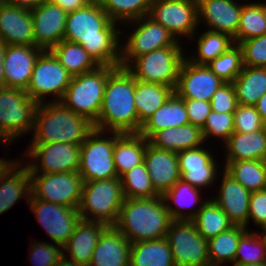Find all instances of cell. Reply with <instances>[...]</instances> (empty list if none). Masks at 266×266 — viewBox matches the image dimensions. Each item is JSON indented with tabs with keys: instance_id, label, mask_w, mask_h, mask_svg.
I'll return each instance as SVG.
<instances>
[{
	"instance_id": "cell-1",
	"label": "cell",
	"mask_w": 266,
	"mask_h": 266,
	"mask_svg": "<svg viewBox=\"0 0 266 266\" xmlns=\"http://www.w3.org/2000/svg\"><path fill=\"white\" fill-rule=\"evenodd\" d=\"M116 26L101 4L91 0L67 14L64 40L80 44L99 66L119 67L123 45Z\"/></svg>"
},
{
	"instance_id": "cell-2",
	"label": "cell",
	"mask_w": 266,
	"mask_h": 266,
	"mask_svg": "<svg viewBox=\"0 0 266 266\" xmlns=\"http://www.w3.org/2000/svg\"><path fill=\"white\" fill-rule=\"evenodd\" d=\"M134 94V76L126 68L117 67L105 84L103 103L94 128L108 133H138Z\"/></svg>"
},
{
	"instance_id": "cell-3",
	"label": "cell",
	"mask_w": 266,
	"mask_h": 266,
	"mask_svg": "<svg viewBox=\"0 0 266 266\" xmlns=\"http://www.w3.org/2000/svg\"><path fill=\"white\" fill-rule=\"evenodd\" d=\"M171 222L161 196L125 198L114 227L132 244L165 238Z\"/></svg>"
},
{
	"instance_id": "cell-4",
	"label": "cell",
	"mask_w": 266,
	"mask_h": 266,
	"mask_svg": "<svg viewBox=\"0 0 266 266\" xmlns=\"http://www.w3.org/2000/svg\"><path fill=\"white\" fill-rule=\"evenodd\" d=\"M94 125L61 102L38 104L35 112L33 140L30 144L69 143L81 145Z\"/></svg>"
},
{
	"instance_id": "cell-5",
	"label": "cell",
	"mask_w": 266,
	"mask_h": 266,
	"mask_svg": "<svg viewBox=\"0 0 266 266\" xmlns=\"http://www.w3.org/2000/svg\"><path fill=\"white\" fill-rule=\"evenodd\" d=\"M117 67L98 66L96 69L73 76L61 103L93 124L98 120L109 75Z\"/></svg>"
},
{
	"instance_id": "cell-6",
	"label": "cell",
	"mask_w": 266,
	"mask_h": 266,
	"mask_svg": "<svg viewBox=\"0 0 266 266\" xmlns=\"http://www.w3.org/2000/svg\"><path fill=\"white\" fill-rule=\"evenodd\" d=\"M124 201L123 187L118 177L84 182L78 211L81 219L114 226Z\"/></svg>"
},
{
	"instance_id": "cell-7",
	"label": "cell",
	"mask_w": 266,
	"mask_h": 266,
	"mask_svg": "<svg viewBox=\"0 0 266 266\" xmlns=\"http://www.w3.org/2000/svg\"><path fill=\"white\" fill-rule=\"evenodd\" d=\"M38 103L25 90L0 87V142L10 145L34 129ZM2 140V141H1Z\"/></svg>"
},
{
	"instance_id": "cell-8",
	"label": "cell",
	"mask_w": 266,
	"mask_h": 266,
	"mask_svg": "<svg viewBox=\"0 0 266 266\" xmlns=\"http://www.w3.org/2000/svg\"><path fill=\"white\" fill-rule=\"evenodd\" d=\"M182 46L155 49L136 57L126 69L136 80L160 83L175 89L184 57Z\"/></svg>"
},
{
	"instance_id": "cell-9",
	"label": "cell",
	"mask_w": 266,
	"mask_h": 266,
	"mask_svg": "<svg viewBox=\"0 0 266 266\" xmlns=\"http://www.w3.org/2000/svg\"><path fill=\"white\" fill-rule=\"evenodd\" d=\"M120 134L111 132L112 136L105 138L103 136L106 135L105 131L96 128L89 133L81 144L78 171L84 182L118 177L114 166L113 152L115 139Z\"/></svg>"
},
{
	"instance_id": "cell-10",
	"label": "cell",
	"mask_w": 266,
	"mask_h": 266,
	"mask_svg": "<svg viewBox=\"0 0 266 266\" xmlns=\"http://www.w3.org/2000/svg\"><path fill=\"white\" fill-rule=\"evenodd\" d=\"M71 80L72 75L65 70L54 54L50 50H44L35 62L25 91L38 104L43 103L47 95L55 97L52 102H60Z\"/></svg>"
},
{
	"instance_id": "cell-11",
	"label": "cell",
	"mask_w": 266,
	"mask_h": 266,
	"mask_svg": "<svg viewBox=\"0 0 266 266\" xmlns=\"http://www.w3.org/2000/svg\"><path fill=\"white\" fill-rule=\"evenodd\" d=\"M31 195L40 200L79 208L83 178L78 172L30 173Z\"/></svg>"
},
{
	"instance_id": "cell-12",
	"label": "cell",
	"mask_w": 266,
	"mask_h": 266,
	"mask_svg": "<svg viewBox=\"0 0 266 266\" xmlns=\"http://www.w3.org/2000/svg\"><path fill=\"white\" fill-rule=\"evenodd\" d=\"M175 266H210L208 241L192 221H172L165 237Z\"/></svg>"
},
{
	"instance_id": "cell-13",
	"label": "cell",
	"mask_w": 266,
	"mask_h": 266,
	"mask_svg": "<svg viewBox=\"0 0 266 266\" xmlns=\"http://www.w3.org/2000/svg\"><path fill=\"white\" fill-rule=\"evenodd\" d=\"M131 22L135 23L137 29L130 34L124 46H121L120 67L126 68L136 57L155 49L181 46L173 34L148 15L127 23Z\"/></svg>"
},
{
	"instance_id": "cell-14",
	"label": "cell",
	"mask_w": 266,
	"mask_h": 266,
	"mask_svg": "<svg viewBox=\"0 0 266 266\" xmlns=\"http://www.w3.org/2000/svg\"><path fill=\"white\" fill-rule=\"evenodd\" d=\"M148 16L178 41L181 36L195 37L199 25L197 0H152Z\"/></svg>"
},
{
	"instance_id": "cell-15",
	"label": "cell",
	"mask_w": 266,
	"mask_h": 266,
	"mask_svg": "<svg viewBox=\"0 0 266 266\" xmlns=\"http://www.w3.org/2000/svg\"><path fill=\"white\" fill-rule=\"evenodd\" d=\"M28 146L25 156L31 158L30 164L26 165L30 173L51 174L79 171L81 145L56 142Z\"/></svg>"
},
{
	"instance_id": "cell-16",
	"label": "cell",
	"mask_w": 266,
	"mask_h": 266,
	"mask_svg": "<svg viewBox=\"0 0 266 266\" xmlns=\"http://www.w3.org/2000/svg\"><path fill=\"white\" fill-rule=\"evenodd\" d=\"M27 203L50 240L63 247L81 219L78 209L36 199L32 195Z\"/></svg>"
},
{
	"instance_id": "cell-17",
	"label": "cell",
	"mask_w": 266,
	"mask_h": 266,
	"mask_svg": "<svg viewBox=\"0 0 266 266\" xmlns=\"http://www.w3.org/2000/svg\"><path fill=\"white\" fill-rule=\"evenodd\" d=\"M225 82L212 72L207 65H196L185 59L179 72L174 92L181 98L210 102L213 94Z\"/></svg>"
},
{
	"instance_id": "cell-18",
	"label": "cell",
	"mask_w": 266,
	"mask_h": 266,
	"mask_svg": "<svg viewBox=\"0 0 266 266\" xmlns=\"http://www.w3.org/2000/svg\"><path fill=\"white\" fill-rule=\"evenodd\" d=\"M34 46L51 50L64 40L68 12L59 5L44 2L32 8Z\"/></svg>"
},
{
	"instance_id": "cell-19",
	"label": "cell",
	"mask_w": 266,
	"mask_h": 266,
	"mask_svg": "<svg viewBox=\"0 0 266 266\" xmlns=\"http://www.w3.org/2000/svg\"><path fill=\"white\" fill-rule=\"evenodd\" d=\"M43 51L36 46L5 45L4 87L26 90L35 62Z\"/></svg>"
},
{
	"instance_id": "cell-20",
	"label": "cell",
	"mask_w": 266,
	"mask_h": 266,
	"mask_svg": "<svg viewBox=\"0 0 266 266\" xmlns=\"http://www.w3.org/2000/svg\"><path fill=\"white\" fill-rule=\"evenodd\" d=\"M31 10L0 0V41L5 45L34 46Z\"/></svg>"
},
{
	"instance_id": "cell-21",
	"label": "cell",
	"mask_w": 266,
	"mask_h": 266,
	"mask_svg": "<svg viewBox=\"0 0 266 266\" xmlns=\"http://www.w3.org/2000/svg\"><path fill=\"white\" fill-rule=\"evenodd\" d=\"M197 4L199 25L203 22L209 25L207 30L232 38L237 35L242 4L234 0H197Z\"/></svg>"
},
{
	"instance_id": "cell-22",
	"label": "cell",
	"mask_w": 266,
	"mask_h": 266,
	"mask_svg": "<svg viewBox=\"0 0 266 266\" xmlns=\"http://www.w3.org/2000/svg\"><path fill=\"white\" fill-rule=\"evenodd\" d=\"M198 147L177 152L181 180L199 188L214 183L217 164L212 152Z\"/></svg>"
},
{
	"instance_id": "cell-23",
	"label": "cell",
	"mask_w": 266,
	"mask_h": 266,
	"mask_svg": "<svg viewBox=\"0 0 266 266\" xmlns=\"http://www.w3.org/2000/svg\"><path fill=\"white\" fill-rule=\"evenodd\" d=\"M144 163L152 185L160 196L181 179L177 152L156 148L148 141Z\"/></svg>"
},
{
	"instance_id": "cell-24",
	"label": "cell",
	"mask_w": 266,
	"mask_h": 266,
	"mask_svg": "<svg viewBox=\"0 0 266 266\" xmlns=\"http://www.w3.org/2000/svg\"><path fill=\"white\" fill-rule=\"evenodd\" d=\"M220 190L211 198L227 215L233 225H248L249 201L251 192L235 181L223 170Z\"/></svg>"
},
{
	"instance_id": "cell-25",
	"label": "cell",
	"mask_w": 266,
	"mask_h": 266,
	"mask_svg": "<svg viewBox=\"0 0 266 266\" xmlns=\"http://www.w3.org/2000/svg\"><path fill=\"white\" fill-rule=\"evenodd\" d=\"M17 160L9 162L0 171V215L14 206L21 197L29 201L31 177L27 166Z\"/></svg>"
},
{
	"instance_id": "cell-26",
	"label": "cell",
	"mask_w": 266,
	"mask_h": 266,
	"mask_svg": "<svg viewBox=\"0 0 266 266\" xmlns=\"http://www.w3.org/2000/svg\"><path fill=\"white\" fill-rule=\"evenodd\" d=\"M109 226L103 222L80 219L74 233L63 246V252H68L71 261L89 266L94 248L100 236Z\"/></svg>"
},
{
	"instance_id": "cell-27",
	"label": "cell",
	"mask_w": 266,
	"mask_h": 266,
	"mask_svg": "<svg viewBox=\"0 0 266 266\" xmlns=\"http://www.w3.org/2000/svg\"><path fill=\"white\" fill-rule=\"evenodd\" d=\"M131 243L114 226H109L94 248L89 266H130Z\"/></svg>"
},
{
	"instance_id": "cell-28",
	"label": "cell",
	"mask_w": 266,
	"mask_h": 266,
	"mask_svg": "<svg viewBox=\"0 0 266 266\" xmlns=\"http://www.w3.org/2000/svg\"><path fill=\"white\" fill-rule=\"evenodd\" d=\"M148 141L156 148L179 152L200 147L204 143V137L200 127L188 123L158 130Z\"/></svg>"
},
{
	"instance_id": "cell-29",
	"label": "cell",
	"mask_w": 266,
	"mask_h": 266,
	"mask_svg": "<svg viewBox=\"0 0 266 266\" xmlns=\"http://www.w3.org/2000/svg\"><path fill=\"white\" fill-rule=\"evenodd\" d=\"M189 123L183 98L175 92L143 124L140 134L147 140L158 130Z\"/></svg>"
},
{
	"instance_id": "cell-30",
	"label": "cell",
	"mask_w": 266,
	"mask_h": 266,
	"mask_svg": "<svg viewBox=\"0 0 266 266\" xmlns=\"http://www.w3.org/2000/svg\"><path fill=\"white\" fill-rule=\"evenodd\" d=\"M224 144L225 161H266V127L251 133L233 132Z\"/></svg>"
},
{
	"instance_id": "cell-31",
	"label": "cell",
	"mask_w": 266,
	"mask_h": 266,
	"mask_svg": "<svg viewBox=\"0 0 266 266\" xmlns=\"http://www.w3.org/2000/svg\"><path fill=\"white\" fill-rule=\"evenodd\" d=\"M161 197L165 203L166 209L169 211L172 221H192L201 205L206 201L204 200L199 203V208H191V211H189L188 213L184 212L182 209L188 208L189 210L190 207H193L196 204L198 205V202H200L202 197L200 196L199 188H196L181 179L177 181ZM170 202L177 205V208H173V204H171Z\"/></svg>"
},
{
	"instance_id": "cell-32",
	"label": "cell",
	"mask_w": 266,
	"mask_h": 266,
	"mask_svg": "<svg viewBox=\"0 0 266 266\" xmlns=\"http://www.w3.org/2000/svg\"><path fill=\"white\" fill-rule=\"evenodd\" d=\"M147 145L148 140L140 133H123L115 139L113 159L118 178L144 163Z\"/></svg>"
},
{
	"instance_id": "cell-33",
	"label": "cell",
	"mask_w": 266,
	"mask_h": 266,
	"mask_svg": "<svg viewBox=\"0 0 266 266\" xmlns=\"http://www.w3.org/2000/svg\"><path fill=\"white\" fill-rule=\"evenodd\" d=\"M174 93V88L160 83L135 79V107L138 114V133L142 124Z\"/></svg>"
},
{
	"instance_id": "cell-34",
	"label": "cell",
	"mask_w": 266,
	"mask_h": 266,
	"mask_svg": "<svg viewBox=\"0 0 266 266\" xmlns=\"http://www.w3.org/2000/svg\"><path fill=\"white\" fill-rule=\"evenodd\" d=\"M130 266H175L167 239L132 243Z\"/></svg>"
},
{
	"instance_id": "cell-35",
	"label": "cell",
	"mask_w": 266,
	"mask_h": 266,
	"mask_svg": "<svg viewBox=\"0 0 266 266\" xmlns=\"http://www.w3.org/2000/svg\"><path fill=\"white\" fill-rule=\"evenodd\" d=\"M239 105H255L266 92V67L244 66L232 82Z\"/></svg>"
},
{
	"instance_id": "cell-36",
	"label": "cell",
	"mask_w": 266,
	"mask_h": 266,
	"mask_svg": "<svg viewBox=\"0 0 266 266\" xmlns=\"http://www.w3.org/2000/svg\"><path fill=\"white\" fill-rule=\"evenodd\" d=\"M224 171L250 192L266 188V161H225Z\"/></svg>"
},
{
	"instance_id": "cell-37",
	"label": "cell",
	"mask_w": 266,
	"mask_h": 266,
	"mask_svg": "<svg viewBox=\"0 0 266 266\" xmlns=\"http://www.w3.org/2000/svg\"><path fill=\"white\" fill-rule=\"evenodd\" d=\"M50 51L72 77L92 71L99 66L78 43L62 40Z\"/></svg>"
},
{
	"instance_id": "cell-38",
	"label": "cell",
	"mask_w": 266,
	"mask_h": 266,
	"mask_svg": "<svg viewBox=\"0 0 266 266\" xmlns=\"http://www.w3.org/2000/svg\"><path fill=\"white\" fill-rule=\"evenodd\" d=\"M247 231L243 226L233 225L228 230L208 239V256L210 266H221L235 261L240 237Z\"/></svg>"
},
{
	"instance_id": "cell-39",
	"label": "cell",
	"mask_w": 266,
	"mask_h": 266,
	"mask_svg": "<svg viewBox=\"0 0 266 266\" xmlns=\"http://www.w3.org/2000/svg\"><path fill=\"white\" fill-rule=\"evenodd\" d=\"M192 222L198 233L206 240L233 226L224 211L210 197L201 205Z\"/></svg>"
},
{
	"instance_id": "cell-40",
	"label": "cell",
	"mask_w": 266,
	"mask_h": 266,
	"mask_svg": "<svg viewBox=\"0 0 266 266\" xmlns=\"http://www.w3.org/2000/svg\"><path fill=\"white\" fill-rule=\"evenodd\" d=\"M266 33V3H244L240 13L235 44L244 40L259 37Z\"/></svg>"
},
{
	"instance_id": "cell-41",
	"label": "cell",
	"mask_w": 266,
	"mask_h": 266,
	"mask_svg": "<svg viewBox=\"0 0 266 266\" xmlns=\"http://www.w3.org/2000/svg\"><path fill=\"white\" fill-rule=\"evenodd\" d=\"M197 40L196 56L186 58L196 65H207L235 44L230 35L209 30L203 32Z\"/></svg>"
},
{
	"instance_id": "cell-42",
	"label": "cell",
	"mask_w": 266,
	"mask_h": 266,
	"mask_svg": "<svg viewBox=\"0 0 266 266\" xmlns=\"http://www.w3.org/2000/svg\"><path fill=\"white\" fill-rule=\"evenodd\" d=\"M152 0H102L103 10L111 21L125 24L149 14ZM118 20V21H117Z\"/></svg>"
},
{
	"instance_id": "cell-43",
	"label": "cell",
	"mask_w": 266,
	"mask_h": 266,
	"mask_svg": "<svg viewBox=\"0 0 266 266\" xmlns=\"http://www.w3.org/2000/svg\"><path fill=\"white\" fill-rule=\"evenodd\" d=\"M125 198H152L160 196L154 189L145 163L133 167L120 177Z\"/></svg>"
},
{
	"instance_id": "cell-44",
	"label": "cell",
	"mask_w": 266,
	"mask_h": 266,
	"mask_svg": "<svg viewBox=\"0 0 266 266\" xmlns=\"http://www.w3.org/2000/svg\"><path fill=\"white\" fill-rule=\"evenodd\" d=\"M266 263V238L247 230L239 239L234 264Z\"/></svg>"
},
{
	"instance_id": "cell-45",
	"label": "cell",
	"mask_w": 266,
	"mask_h": 266,
	"mask_svg": "<svg viewBox=\"0 0 266 266\" xmlns=\"http://www.w3.org/2000/svg\"><path fill=\"white\" fill-rule=\"evenodd\" d=\"M207 66L225 83H232L244 67L241 47L234 44Z\"/></svg>"
},
{
	"instance_id": "cell-46",
	"label": "cell",
	"mask_w": 266,
	"mask_h": 266,
	"mask_svg": "<svg viewBox=\"0 0 266 266\" xmlns=\"http://www.w3.org/2000/svg\"><path fill=\"white\" fill-rule=\"evenodd\" d=\"M234 132V117L233 113H217L211 111L207 116L206 122L202 128L204 141H207L210 136L222 138L224 143L229 139Z\"/></svg>"
},
{
	"instance_id": "cell-47",
	"label": "cell",
	"mask_w": 266,
	"mask_h": 266,
	"mask_svg": "<svg viewBox=\"0 0 266 266\" xmlns=\"http://www.w3.org/2000/svg\"><path fill=\"white\" fill-rule=\"evenodd\" d=\"M234 132L251 133L266 127L260 114L253 105H239L233 113Z\"/></svg>"
},
{
	"instance_id": "cell-48",
	"label": "cell",
	"mask_w": 266,
	"mask_h": 266,
	"mask_svg": "<svg viewBox=\"0 0 266 266\" xmlns=\"http://www.w3.org/2000/svg\"><path fill=\"white\" fill-rule=\"evenodd\" d=\"M238 45L242 50L244 66L266 67V33L259 37L244 40Z\"/></svg>"
},
{
	"instance_id": "cell-49",
	"label": "cell",
	"mask_w": 266,
	"mask_h": 266,
	"mask_svg": "<svg viewBox=\"0 0 266 266\" xmlns=\"http://www.w3.org/2000/svg\"><path fill=\"white\" fill-rule=\"evenodd\" d=\"M55 243L33 242L30 247V261L33 266H55L63 257V247Z\"/></svg>"
},
{
	"instance_id": "cell-50",
	"label": "cell",
	"mask_w": 266,
	"mask_h": 266,
	"mask_svg": "<svg viewBox=\"0 0 266 266\" xmlns=\"http://www.w3.org/2000/svg\"><path fill=\"white\" fill-rule=\"evenodd\" d=\"M211 111L234 113L238 106L233 83H225L213 94L210 100Z\"/></svg>"
},
{
	"instance_id": "cell-51",
	"label": "cell",
	"mask_w": 266,
	"mask_h": 266,
	"mask_svg": "<svg viewBox=\"0 0 266 266\" xmlns=\"http://www.w3.org/2000/svg\"><path fill=\"white\" fill-rule=\"evenodd\" d=\"M252 220L255 225L266 228V188L251 192L249 201L248 224Z\"/></svg>"
},
{
	"instance_id": "cell-52",
	"label": "cell",
	"mask_w": 266,
	"mask_h": 266,
	"mask_svg": "<svg viewBox=\"0 0 266 266\" xmlns=\"http://www.w3.org/2000/svg\"><path fill=\"white\" fill-rule=\"evenodd\" d=\"M183 100L189 123L202 129L211 112L210 102L191 98H183Z\"/></svg>"
},
{
	"instance_id": "cell-53",
	"label": "cell",
	"mask_w": 266,
	"mask_h": 266,
	"mask_svg": "<svg viewBox=\"0 0 266 266\" xmlns=\"http://www.w3.org/2000/svg\"><path fill=\"white\" fill-rule=\"evenodd\" d=\"M91 0H47V2L59 5L68 13L84 7Z\"/></svg>"
},
{
	"instance_id": "cell-54",
	"label": "cell",
	"mask_w": 266,
	"mask_h": 266,
	"mask_svg": "<svg viewBox=\"0 0 266 266\" xmlns=\"http://www.w3.org/2000/svg\"><path fill=\"white\" fill-rule=\"evenodd\" d=\"M8 3L31 10L32 8H35L39 5H41L44 2H47V0H6Z\"/></svg>"
},
{
	"instance_id": "cell-55",
	"label": "cell",
	"mask_w": 266,
	"mask_h": 266,
	"mask_svg": "<svg viewBox=\"0 0 266 266\" xmlns=\"http://www.w3.org/2000/svg\"><path fill=\"white\" fill-rule=\"evenodd\" d=\"M254 106L266 125V92L260 97Z\"/></svg>"
},
{
	"instance_id": "cell-56",
	"label": "cell",
	"mask_w": 266,
	"mask_h": 266,
	"mask_svg": "<svg viewBox=\"0 0 266 266\" xmlns=\"http://www.w3.org/2000/svg\"><path fill=\"white\" fill-rule=\"evenodd\" d=\"M5 54V44L0 41V87H4V68L3 60Z\"/></svg>"
},
{
	"instance_id": "cell-57",
	"label": "cell",
	"mask_w": 266,
	"mask_h": 266,
	"mask_svg": "<svg viewBox=\"0 0 266 266\" xmlns=\"http://www.w3.org/2000/svg\"><path fill=\"white\" fill-rule=\"evenodd\" d=\"M55 266H85V265H81L74 261H71L68 259L67 255L63 254V257Z\"/></svg>"
},
{
	"instance_id": "cell-58",
	"label": "cell",
	"mask_w": 266,
	"mask_h": 266,
	"mask_svg": "<svg viewBox=\"0 0 266 266\" xmlns=\"http://www.w3.org/2000/svg\"><path fill=\"white\" fill-rule=\"evenodd\" d=\"M233 266H266V263L233 264Z\"/></svg>"
},
{
	"instance_id": "cell-59",
	"label": "cell",
	"mask_w": 266,
	"mask_h": 266,
	"mask_svg": "<svg viewBox=\"0 0 266 266\" xmlns=\"http://www.w3.org/2000/svg\"><path fill=\"white\" fill-rule=\"evenodd\" d=\"M9 161L4 160V159H0V171L3 169V167L8 163Z\"/></svg>"
},
{
	"instance_id": "cell-60",
	"label": "cell",
	"mask_w": 266,
	"mask_h": 266,
	"mask_svg": "<svg viewBox=\"0 0 266 266\" xmlns=\"http://www.w3.org/2000/svg\"><path fill=\"white\" fill-rule=\"evenodd\" d=\"M262 231H263L262 234H263V235L265 236V238H266V228H264Z\"/></svg>"
},
{
	"instance_id": "cell-61",
	"label": "cell",
	"mask_w": 266,
	"mask_h": 266,
	"mask_svg": "<svg viewBox=\"0 0 266 266\" xmlns=\"http://www.w3.org/2000/svg\"><path fill=\"white\" fill-rule=\"evenodd\" d=\"M92 1H95L97 3H100L102 0H92Z\"/></svg>"
}]
</instances>
